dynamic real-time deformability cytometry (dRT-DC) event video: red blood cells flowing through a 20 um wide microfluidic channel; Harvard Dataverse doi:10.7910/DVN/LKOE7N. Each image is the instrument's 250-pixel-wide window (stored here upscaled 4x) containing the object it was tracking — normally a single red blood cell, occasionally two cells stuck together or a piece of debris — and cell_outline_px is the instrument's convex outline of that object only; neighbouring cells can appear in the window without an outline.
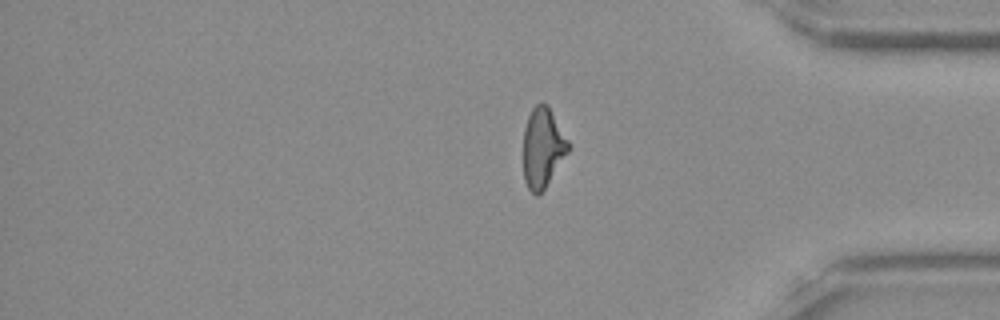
{"species": "Egyptian fruit bat (a non-hibernating species)", "species_latin": "Rousettus aegyptiacus", "temperature_condition": "room temperature", "stored_images_in_passage": 14, "segment_of_instrument_passage": [2, 2], "camera_frame_rate_fps": 3000, "um_per_image_px": 0.085, "frame": {"image": 1, "passage_image": 14, "time_ms": 4.333, "image_size_px": [1000, 320], "cell_outline_px": [[572, 148], [544, 188], [536, 196], [528, 188], [524, 180], [524, 128], [528, 116], [532, 108], [536, 104], [548, 104], [568, 140]], "centroid_in_image_um": [46.15, 12.54], "position_along_channel_um": 389.1, "area_um2": 20.87}}